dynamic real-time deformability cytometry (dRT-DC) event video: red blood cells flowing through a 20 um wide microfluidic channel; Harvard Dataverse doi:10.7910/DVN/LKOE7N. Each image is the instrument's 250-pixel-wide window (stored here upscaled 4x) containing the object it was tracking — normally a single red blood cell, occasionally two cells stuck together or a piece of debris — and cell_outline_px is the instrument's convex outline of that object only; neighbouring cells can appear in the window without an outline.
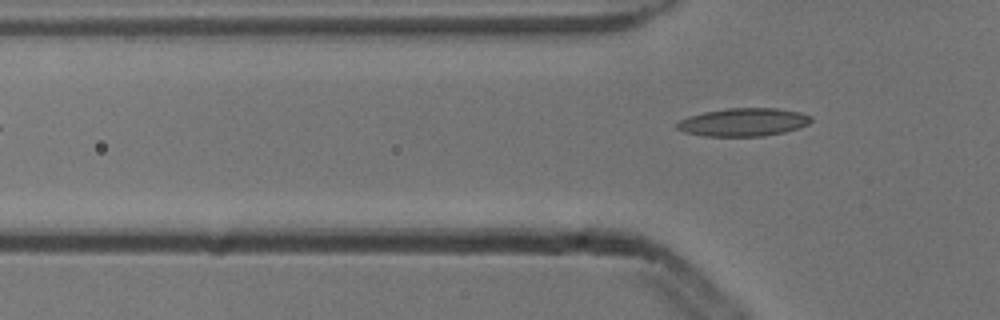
{"species": "common noctule bat (a hibernating species)", "species_latin": "Nyctalus noctula", "temperature_condition": "cold", "stored_images_in_passage": 4, "camera_frame_rate_fps": 3000, "um_per_image_px": 0.085, "animal": {"sex": "male", "body_mass_g": 13.3}, "frame": {"image": 1, "passage_image": 4, "time_ms": 1.0, "image_size_px": [1000, 320], "cell_outline_px": [[812, 120], [808, 124], [800, 128], [784, 132], [764, 136], [704, 136], [684, 132], [676, 128], [676, 124], [680, 120], [688, 116], [704, 112], [728, 108], [776, 108], [800, 112], [812, 116]], "centroid_in_image_um": [63.2, 10.38], "position_along_channel_um": 62.6, "area_um2": 22.02}}